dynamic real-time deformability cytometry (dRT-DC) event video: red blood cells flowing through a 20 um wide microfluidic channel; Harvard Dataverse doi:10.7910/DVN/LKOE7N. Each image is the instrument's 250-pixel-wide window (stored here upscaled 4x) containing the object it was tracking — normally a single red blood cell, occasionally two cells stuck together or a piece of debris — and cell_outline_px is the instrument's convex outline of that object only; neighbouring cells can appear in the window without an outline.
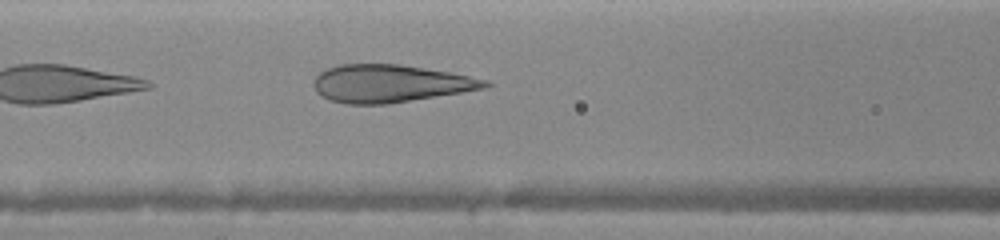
{"species": "human", "species_latin": "Homo sapiens", "temperature_condition": "warm", "stored_images_in_passage": 13, "camera_frame_rate_fps": 3000, "um_per_image_px": 0.085, "donor": {"sex": "female"}, "frame": {"image": 1, "passage_image": 13, "time_ms": 6.333, "image_size_px": [1000, 240], "cell_outline_px": [[492, 84], [484, 88], [388, 104], [348, 104], [328, 100], [320, 96], [316, 92], [312, 84], [312, 80], [320, 72], [328, 68], [340, 64], [400, 64], [448, 72], [488, 80]], "centroid_in_image_um": [33.08, 7.1], "position_along_channel_um": 133.5, "area_um2": 37.45}}